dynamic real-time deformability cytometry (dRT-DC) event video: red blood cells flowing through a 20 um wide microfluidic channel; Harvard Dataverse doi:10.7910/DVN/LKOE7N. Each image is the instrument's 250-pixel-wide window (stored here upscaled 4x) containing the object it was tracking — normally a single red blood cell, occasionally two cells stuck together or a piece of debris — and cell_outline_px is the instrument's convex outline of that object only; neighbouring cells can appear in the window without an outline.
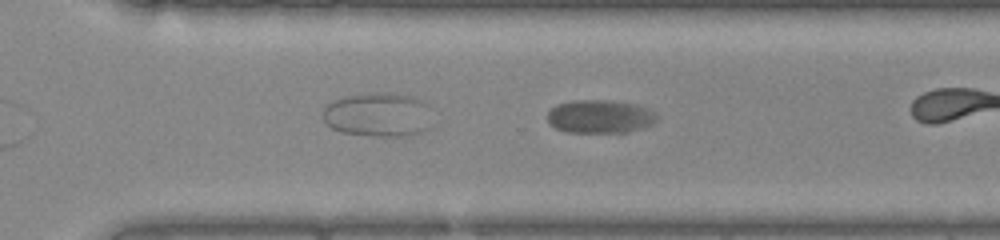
{"species": "common noctule bat (a hibernating species)", "species_latin": "Nyctalus noctula", "temperature_condition": "warm", "stored_images_in_passage": 38, "camera_frame_rate_fps": 3000, "um_per_image_px": 0.085, "animal": {"sex": "female", "body_mass_g": 22.0, "forearm_length_mm": 56.7}, "frame": {"image": 1, "passage_image": 22, "time_ms": 7.0, "image_size_px": [1000, 240], "cell_outline_px": [[660, 116], [652, 124], [644, 128], [628, 132], [564, 132], [556, 128], [548, 120], [548, 112], [556, 104], [572, 100], [612, 100], [636, 104], [648, 108], [656, 112]], "centroid_in_image_um": [51.05, 9.89], "position_along_channel_um": 319.6, "area_um2": 21.5}, "authors_computed_cell_mechanics": {"area_um2": 21.6172, "velocity_mm_per_s": 3.736, "shape_relaxation_time_tau1_ms": 7.5747, "shape_relaxation_time_tau2_ms": null, "deformation_change_tau1": 0.2031, "deformation_change_tau2": null}}